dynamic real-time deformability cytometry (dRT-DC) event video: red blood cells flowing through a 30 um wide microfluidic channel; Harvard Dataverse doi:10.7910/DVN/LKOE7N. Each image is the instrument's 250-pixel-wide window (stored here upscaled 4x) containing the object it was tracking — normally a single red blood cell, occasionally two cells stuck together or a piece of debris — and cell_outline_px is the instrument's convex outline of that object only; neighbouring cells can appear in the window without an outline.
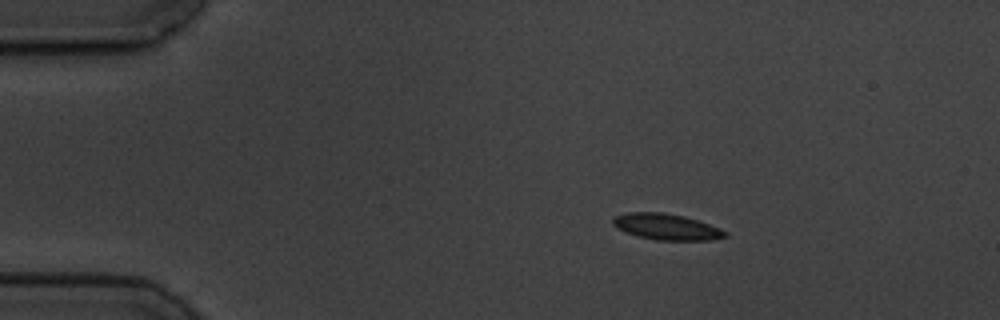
{"species": "common noctule bat (a hibernating species)", "species_latin": "Nyctalus noctula", "temperature_condition": "cold", "stored_images_in_passage": 3, "camera_frame_rate_fps": 3000, "um_per_image_px": 0.085, "animal": {"sex": "male", "body_mass_g": 19.5, "forearm_length_mm": 54.6}, "frame": {"image": 1, "passage_image": 1, "time_ms": 0.0, "image_size_px": [1000, 320], "cell_outline_px": [[728, 236], [712, 240], [656, 240], [640, 236], [616, 228], [612, 224], [612, 216], [628, 212], [660, 212], [684, 216], [720, 228], [728, 232]], "centroid_in_image_um": [56.64, 19.27], "position_along_channel_um": 28.4, "area_um2": 16.99}}